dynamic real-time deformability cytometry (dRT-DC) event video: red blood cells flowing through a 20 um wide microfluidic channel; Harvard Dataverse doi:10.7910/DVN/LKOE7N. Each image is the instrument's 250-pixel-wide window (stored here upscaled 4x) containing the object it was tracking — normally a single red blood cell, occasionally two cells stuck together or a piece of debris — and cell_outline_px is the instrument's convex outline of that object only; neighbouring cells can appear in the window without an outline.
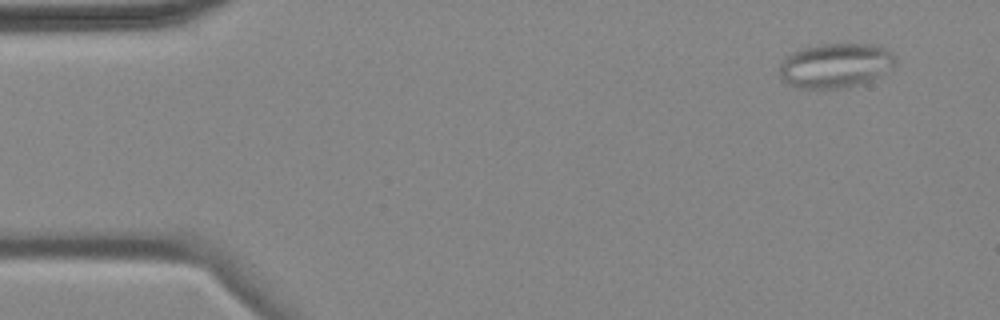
{"species": "common noctule bat (a hibernating species)", "species_latin": "Nyctalus noctula", "temperature_condition": "cold", "stored_images_in_passage": 5, "camera_frame_rate_fps": 3000, "um_per_image_px": 0.085, "animal": {"sex": "female", "body_mass_g": 18.4}, "frame": {"image": 1, "passage_image": 2, "time_ms": 1.0, "image_size_px": [1000, 320], "cell_outline_px": [[896, 64], [872, 80], [864, 84], [848, 88], [800, 88], [780, 80], [780, 64], [784, 56], [792, 52], [816, 44], [872, 44], [884, 48], [892, 52], [896, 56]], "centroid_in_image_um": [71.01, 5.57], "position_along_channel_um": 14.0, "area_um2": 30.4}}
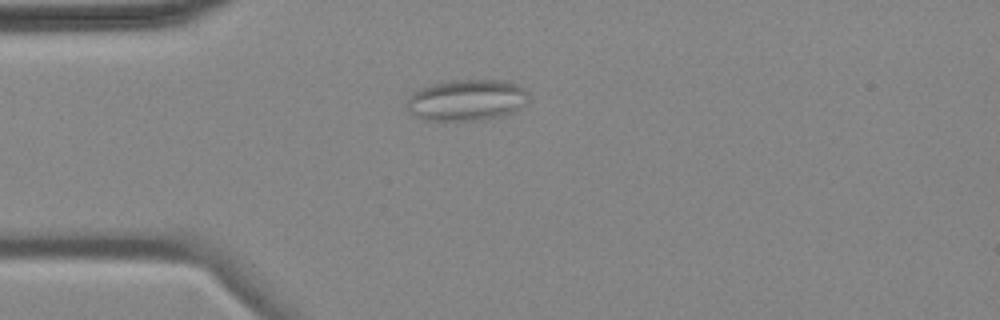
{"frame": {"image": 2, "passage_image": 4, "time_ms": 4.333, "image_size_px": [1000, 320], "cell_outline_px": [[528, 100], [524, 104], [512, 112], [500, 116], [484, 120], [424, 120], [408, 112], [404, 108], [408, 96], [412, 92], [420, 88], [432, 84], [452, 80], [504, 80], [516, 84], [524, 88], [528, 92]], "centroid_in_image_um": [39.62, 8.5], "position_along_channel_um": 45.4, "area_um2": 29.54}}
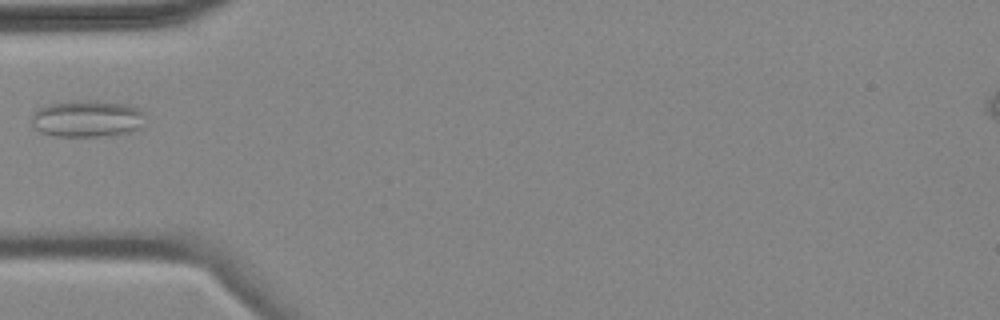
{"frame": {"image": 3, "passage_image": 5, "time_ms": 5.667, "image_size_px": [1000, 320], "cell_outline_px": [[144, 112], [140, 128], [128, 132], [100, 136], [56, 136], [40, 132], [32, 128], [32, 112], [36, 108], [48, 104], [80, 100], [96, 100], [128, 104], [140, 108]], "centroid_in_image_um": [7.36, 10.07], "position_along_channel_um": 77.6, "area_um2": 24.62}}